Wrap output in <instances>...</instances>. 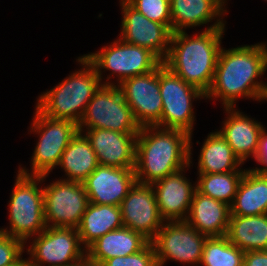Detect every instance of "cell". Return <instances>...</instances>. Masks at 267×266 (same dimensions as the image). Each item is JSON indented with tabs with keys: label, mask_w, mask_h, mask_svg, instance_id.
Segmentation results:
<instances>
[{
	"label": "cell",
	"mask_w": 267,
	"mask_h": 266,
	"mask_svg": "<svg viewBox=\"0 0 267 266\" xmlns=\"http://www.w3.org/2000/svg\"><path fill=\"white\" fill-rule=\"evenodd\" d=\"M266 70V43L241 45L228 50L221 47L206 99H220L223 108H235L240 98L267 101V82L259 79Z\"/></svg>",
	"instance_id": "6da1fadb"
},
{
	"label": "cell",
	"mask_w": 267,
	"mask_h": 266,
	"mask_svg": "<svg viewBox=\"0 0 267 266\" xmlns=\"http://www.w3.org/2000/svg\"><path fill=\"white\" fill-rule=\"evenodd\" d=\"M225 26L214 22L191 37L186 31L174 32L164 66L206 94L214 79Z\"/></svg>",
	"instance_id": "7a4b0ae2"
},
{
	"label": "cell",
	"mask_w": 267,
	"mask_h": 266,
	"mask_svg": "<svg viewBox=\"0 0 267 266\" xmlns=\"http://www.w3.org/2000/svg\"><path fill=\"white\" fill-rule=\"evenodd\" d=\"M190 165V134L184 130L141 127L136 138L135 175L152 185Z\"/></svg>",
	"instance_id": "3957f363"
},
{
	"label": "cell",
	"mask_w": 267,
	"mask_h": 266,
	"mask_svg": "<svg viewBox=\"0 0 267 266\" xmlns=\"http://www.w3.org/2000/svg\"><path fill=\"white\" fill-rule=\"evenodd\" d=\"M81 69L40 94L36 108L52 119L81 121L87 104L102 85L95 66L83 55L76 59Z\"/></svg>",
	"instance_id": "277c9868"
},
{
	"label": "cell",
	"mask_w": 267,
	"mask_h": 266,
	"mask_svg": "<svg viewBox=\"0 0 267 266\" xmlns=\"http://www.w3.org/2000/svg\"><path fill=\"white\" fill-rule=\"evenodd\" d=\"M46 178L47 175L27 176L17 171L8 203L9 228H0V232L26 245L46 228L43 187H39Z\"/></svg>",
	"instance_id": "5b68a950"
},
{
	"label": "cell",
	"mask_w": 267,
	"mask_h": 266,
	"mask_svg": "<svg viewBox=\"0 0 267 266\" xmlns=\"http://www.w3.org/2000/svg\"><path fill=\"white\" fill-rule=\"evenodd\" d=\"M32 121L30 133L38 134L39 139L31 158V169L20 165L18 172L27 176H49L53 168H57L65 148L79 132L78 124L47 117L36 107Z\"/></svg>",
	"instance_id": "8992f818"
},
{
	"label": "cell",
	"mask_w": 267,
	"mask_h": 266,
	"mask_svg": "<svg viewBox=\"0 0 267 266\" xmlns=\"http://www.w3.org/2000/svg\"><path fill=\"white\" fill-rule=\"evenodd\" d=\"M84 56L95 66L102 85H119L123 80L143 75L155 70L162 61L150 50L125 43L119 37L109 45L100 48L94 53ZM111 71L107 80L102 81L103 72ZM117 78L116 83L109 81ZM111 77V79H110Z\"/></svg>",
	"instance_id": "52a82bcc"
},
{
	"label": "cell",
	"mask_w": 267,
	"mask_h": 266,
	"mask_svg": "<svg viewBox=\"0 0 267 266\" xmlns=\"http://www.w3.org/2000/svg\"><path fill=\"white\" fill-rule=\"evenodd\" d=\"M159 87L163 110L161 120L155 126L193 134L196 120L193 102L206 99V94L171 72L163 62L159 65Z\"/></svg>",
	"instance_id": "ba28073f"
},
{
	"label": "cell",
	"mask_w": 267,
	"mask_h": 266,
	"mask_svg": "<svg viewBox=\"0 0 267 266\" xmlns=\"http://www.w3.org/2000/svg\"><path fill=\"white\" fill-rule=\"evenodd\" d=\"M84 128L121 133H139L141 129L118 85H101L94 93L78 124V129Z\"/></svg>",
	"instance_id": "9c48e42d"
},
{
	"label": "cell",
	"mask_w": 267,
	"mask_h": 266,
	"mask_svg": "<svg viewBox=\"0 0 267 266\" xmlns=\"http://www.w3.org/2000/svg\"><path fill=\"white\" fill-rule=\"evenodd\" d=\"M31 239L28 266H72L86 256L76 228L46 227Z\"/></svg>",
	"instance_id": "30bf717a"
},
{
	"label": "cell",
	"mask_w": 267,
	"mask_h": 266,
	"mask_svg": "<svg viewBox=\"0 0 267 266\" xmlns=\"http://www.w3.org/2000/svg\"><path fill=\"white\" fill-rule=\"evenodd\" d=\"M207 238L208 236L198 232L185 220H176L164 221L150 242L154 247L158 266H164L169 260L199 266Z\"/></svg>",
	"instance_id": "8fae6325"
},
{
	"label": "cell",
	"mask_w": 267,
	"mask_h": 266,
	"mask_svg": "<svg viewBox=\"0 0 267 266\" xmlns=\"http://www.w3.org/2000/svg\"><path fill=\"white\" fill-rule=\"evenodd\" d=\"M43 195L46 227H78L89 204L83 183L57 179L44 185Z\"/></svg>",
	"instance_id": "7c38bea8"
},
{
	"label": "cell",
	"mask_w": 267,
	"mask_h": 266,
	"mask_svg": "<svg viewBox=\"0 0 267 266\" xmlns=\"http://www.w3.org/2000/svg\"><path fill=\"white\" fill-rule=\"evenodd\" d=\"M122 21L119 38L125 43L141 46L162 62L167 57L172 38V25L149 20L126 0H120Z\"/></svg>",
	"instance_id": "4fadbf2b"
},
{
	"label": "cell",
	"mask_w": 267,
	"mask_h": 266,
	"mask_svg": "<svg viewBox=\"0 0 267 266\" xmlns=\"http://www.w3.org/2000/svg\"><path fill=\"white\" fill-rule=\"evenodd\" d=\"M118 87L140 127L155 126L161 120L163 103L159 87V66L149 73L123 80Z\"/></svg>",
	"instance_id": "5bb4252c"
},
{
	"label": "cell",
	"mask_w": 267,
	"mask_h": 266,
	"mask_svg": "<svg viewBox=\"0 0 267 266\" xmlns=\"http://www.w3.org/2000/svg\"><path fill=\"white\" fill-rule=\"evenodd\" d=\"M123 225L151 241L163 226L152 185L136 182L120 204Z\"/></svg>",
	"instance_id": "9a60e30c"
},
{
	"label": "cell",
	"mask_w": 267,
	"mask_h": 266,
	"mask_svg": "<svg viewBox=\"0 0 267 266\" xmlns=\"http://www.w3.org/2000/svg\"><path fill=\"white\" fill-rule=\"evenodd\" d=\"M192 134L190 135V165L167 175L152 184L159 213L165 221L186 220L189 214L196 183L192 185L184 175L192 166Z\"/></svg>",
	"instance_id": "2e32d148"
},
{
	"label": "cell",
	"mask_w": 267,
	"mask_h": 266,
	"mask_svg": "<svg viewBox=\"0 0 267 266\" xmlns=\"http://www.w3.org/2000/svg\"><path fill=\"white\" fill-rule=\"evenodd\" d=\"M136 182L134 168L98 165L83 185L89 203L120 206Z\"/></svg>",
	"instance_id": "e0dca14e"
},
{
	"label": "cell",
	"mask_w": 267,
	"mask_h": 266,
	"mask_svg": "<svg viewBox=\"0 0 267 266\" xmlns=\"http://www.w3.org/2000/svg\"><path fill=\"white\" fill-rule=\"evenodd\" d=\"M90 141L99 165L135 168L138 133H121L108 129H79Z\"/></svg>",
	"instance_id": "ac0fdd59"
},
{
	"label": "cell",
	"mask_w": 267,
	"mask_h": 266,
	"mask_svg": "<svg viewBox=\"0 0 267 266\" xmlns=\"http://www.w3.org/2000/svg\"><path fill=\"white\" fill-rule=\"evenodd\" d=\"M227 116L222 122L219 133L232 148L233 153L244 164L248 158H254L258 150L260 133L264 130L261 122L250 118L235 108H224ZM255 120V121H254Z\"/></svg>",
	"instance_id": "d6986e66"
},
{
	"label": "cell",
	"mask_w": 267,
	"mask_h": 266,
	"mask_svg": "<svg viewBox=\"0 0 267 266\" xmlns=\"http://www.w3.org/2000/svg\"><path fill=\"white\" fill-rule=\"evenodd\" d=\"M230 206L195 190L187 219L191 227L208 237L226 236Z\"/></svg>",
	"instance_id": "ffe728a7"
},
{
	"label": "cell",
	"mask_w": 267,
	"mask_h": 266,
	"mask_svg": "<svg viewBox=\"0 0 267 266\" xmlns=\"http://www.w3.org/2000/svg\"><path fill=\"white\" fill-rule=\"evenodd\" d=\"M226 2L227 0H170L173 33L208 25L212 20L215 23H226L223 19L228 12Z\"/></svg>",
	"instance_id": "44dd1931"
},
{
	"label": "cell",
	"mask_w": 267,
	"mask_h": 266,
	"mask_svg": "<svg viewBox=\"0 0 267 266\" xmlns=\"http://www.w3.org/2000/svg\"><path fill=\"white\" fill-rule=\"evenodd\" d=\"M150 241L125 226L101 236L86 249V256L102 265L114 257L128 256L142 250Z\"/></svg>",
	"instance_id": "7402d4cb"
},
{
	"label": "cell",
	"mask_w": 267,
	"mask_h": 266,
	"mask_svg": "<svg viewBox=\"0 0 267 266\" xmlns=\"http://www.w3.org/2000/svg\"><path fill=\"white\" fill-rule=\"evenodd\" d=\"M231 215L267 214V175L246 169L230 205Z\"/></svg>",
	"instance_id": "603a6c76"
},
{
	"label": "cell",
	"mask_w": 267,
	"mask_h": 266,
	"mask_svg": "<svg viewBox=\"0 0 267 266\" xmlns=\"http://www.w3.org/2000/svg\"><path fill=\"white\" fill-rule=\"evenodd\" d=\"M123 226L120 206L89 203L76 229L87 249L101 236Z\"/></svg>",
	"instance_id": "cb8c5ba5"
},
{
	"label": "cell",
	"mask_w": 267,
	"mask_h": 266,
	"mask_svg": "<svg viewBox=\"0 0 267 266\" xmlns=\"http://www.w3.org/2000/svg\"><path fill=\"white\" fill-rule=\"evenodd\" d=\"M198 156L197 174L228 173L243 170L242 162L218 132H210Z\"/></svg>",
	"instance_id": "d4e9b609"
},
{
	"label": "cell",
	"mask_w": 267,
	"mask_h": 266,
	"mask_svg": "<svg viewBox=\"0 0 267 266\" xmlns=\"http://www.w3.org/2000/svg\"><path fill=\"white\" fill-rule=\"evenodd\" d=\"M99 165L96 153L86 136L78 132L65 148L58 164L64 170L65 181L83 183Z\"/></svg>",
	"instance_id": "484cf974"
},
{
	"label": "cell",
	"mask_w": 267,
	"mask_h": 266,
	"mask_svg": "<svg viewBox=\"0 0 267 266\" xmlns=\"http://www.w3.org/2000/svg\"><path fill=\"white\" fill-rule=\"evenodd\" d=\"M226 237L244 252L267 250V214L230 215Z\"/></svg>",
	"instance_id": "4316f807"
},
{
	"label": "cell",
	"mask_w": 267,
	"mask_h": 266,
	"mask_svg": "<svg viewBox=\"0 0 267 266\" xmlns=\"http://www.w3.org/2000/svg\"><path fill=\"white\" fill-rule=\"evenodd\" d=\"M244 173L245 169L228 173L198 174L196 190L230 206Z\"/></svg>",
	"instance_id": "83f0119b"
},
{
	"label": "cell",
	"mask_w": 267,
	"mask_h": 266,
	"mask_svg": "<svg viewBox=\"0 0 267 266\" xmlns=\"http://www.w3.org/2000/svg\"><path fill=\"white\" fill-rule=\"evenodd\" d=\"M244 253L226 236L208 237L199 266H243Z\"/></svg>",
	"instance_id": "f1b7e54d"
},
{
	"label": "cell",
	"mask_w": 267,
	"mask_h": 266,
	"mask_svg": "<svg viewBox=\"0 0 267 266\" xmlns=\"http://www.w3.org/2000/svg\"><path fill=\"white\" fill-rule=\"evenodd\" d=\"M151 21L172 25L170 0H126Z\"/></svg>",
	"instance_id": "f546056e"
},
{
	"label": "cell",
	"mask_w": 267,
	"mask_h": 266,
	"mask_svg": "<svg viewBox=\"0 0 267 266\" xmlns=\"http://www.w3.org/2000/svg\"><path fill=\"white\" fill-rule=\"evenodd\" d=\"M102 266H158L154 247L149 242L139 252L106 260Z\"/></svg>",
	"instance_id": "4dcf8cb0"
},
{
	"label": "cell",
	"mask_w": 267,
	"mask_h": 266,
	"mask_svg": "<svg viewBox=\"0 0 267 266\" xmlns=\"http://www.w3.org/2000/svg\"><path fill=\"white\" fill-rule=\"evenodd\" d=\"M25 252V244L12 236L0 232V266L16 264Z\"/></svg>",
	"instance_id": "1f68e13d"
},
{
	"label": "cell",
	"mask_w": 267,
	"mask_h": 266,
	"mask_svg": "<svg viewBox=\"0 0 267 266\" xmlns=\"http://www.w3.org/2000/svg\"><path fill=\"white\" fill-rule=\"evenodd\" d=\"M254 160L255 162L258 163V165H261V166L255 167V168L253 167L251 169H253L257 173L267 175V130L266 128H264V130L260 133L259 142H258V150L256 152Z\"/></svg>",
	"instance_id": "d6a6232c"
},
{
	"label": "cell",
	"mask_w": 267,
	"mask_h": 266,
	"mask_svg": "<svg viewBox=\"0 0 267 266\" xmlns=\"http://www.w3.org/2000/svg\"><path fill=\"white\" fill-rule=\"evenodd\" d=\"M243 266H267V250L245 252Z\"/></svg>",
	"instance_id": "836d02e7"
},
{
	"label": "cell",
	"mask_w": 267,
	"mask_h": 266,
	"mask_svg": "<svg viewBox=\"0 0 267 266\" xmlns=\"http://www.w3.org/2000/svg\"><path fill=\"white\" fill-rule=\"evenodd\" d=\"M72 266H102L99 263L92 261L87 256H85L81 261H78Z\"/></svg>",
	"instance_id": "e575fe53"
},
{
	"label": "cell",
	"mask_w": 267,
	"mask_h": 266,
	"mask_svg": "<svg viewBox=\"0 0 267 266\" xmlns=\"http://www.w3.org/2000/svg\"><path fill=\"white\" fill-rule=\"evenodd\" d=\"M12 266H28L27 259L22 257L16 264Z\"/></svg>",
	"instance_id": "d590c367"
}]
</instances>
